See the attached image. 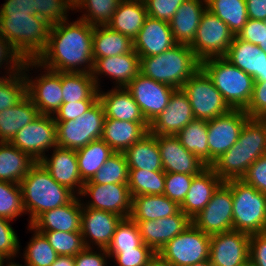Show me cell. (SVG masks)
Returning <instances> with one entry per match:
<instances>
[{"label": "cell", "mask_w": 266, "mask_h": 266, "mask_svg": "<svg viewBox=\"0 0 266 266\" xmlns=\"http://www.w3.org/2000/svg\"><path fill=\"white\" fill-rule=\"evenodd\" d=\"M145 120L150 124L168 105L175 88L139 73L127 86Z\"/></svg>", "instance_id": "cell-15"}, {"label": "cell", "mask_w": 266, "mask_h": 266, "mask_svg": "<svg viewBox=\"0 0 266 266\" xmlns=\"http://www.w3.org/2000/svg\"><path fill=\"white\" fill-rule=\"evenodd\" d=\"M42 233L58 255L75 256L85 248L80 231H37Z\"/></svg>", "instance_id": "cell-47"}, {"label": "cell", "mask_w": 266, "mask_h": 266, "mask_svg": "<svg viewBox=\"0 0 266 266\" xmlns=\"http://www.w3.org/2000/svg\"><path fill=\"white\" fill-rule=\"evenodd\" d=\"M222 183L223 181L214 170L208 166L193 177L186 198L180 205V210L192 220L205 208Z\"/></svg>", "instance_id": "cell-27"}, {"label": "cell", "mask_w": 266, "mask_h": 266, "mask_svg": "<svg viewBox=\"0 0 266 266\" xmlns=\"http://www.w3.org/2000/svg\"><path fill=\"white\" fill-rule=\"evenodd\" d=\"M177 45L169 22L148 16L133 40L139 57L155 56Z\"/></svg>", "instance_id": "cell-21"}, {"label": "cell", "mask_w": 266, "mask_h": 266, "mask_svg": "<svg viewBox=\"0 0 266 266\" xmlns=\"http://www.w3.org/2000/svg\"><path fill=\"white\" fill-rule=\"evenodd\" d=\"M194 176L189 174L166 173L163 194L180 206L186 198Z\"/></svg>", "instance_id": "cell-53"}, {"label": "cell", "mask_w": 266, "mask_h": 266, "mask_svg": "<svg viewBox=\"0 0 266 266\" xmlns=\"http://www.w3.org/2000/svg\"><path fill=\"white\" fill-rule=\"evenodd\" d=\"M93 30L94 26L81 19L70 23L67 19L52 25L46 48L36 60H31V67L57 72L92 73Z\"/></svg>", "instance_id": "cell-1"}, {"label": "cell", "mask_w": 266, "mask_h": 266, "mask_svg": "<svg viewBox=\"0 0 266 266\" xmlns=\"http://www.w3.org/2000/svg\"><path fill=\"white\" fill-rule=\"evenodd\" d=\"M74 197L69 203L40 214L30 226L36 231H80L82 202Z\"/></svg>", "instance_id": "cell-26"}, {"label": "cell", "mask_w": 266, "mask_h": 266, "mask_svg": "<svg viewBox=\"0 0 266 266\" xmlns=\"http://www.w3.org/2000/svg\"><path fill=\"white\" fill-rule=\"evenodd\" d=\"M51 25L38 15L0 16V34L24 60L45 50Z\"/></svg>", "instance_id": "cell-4"}, {"label": "cell", "mask_w": 266, "mask_h": 266, "mask_svg": "<svg viewBox=\"0 0 266 266\" xmlns=\"http://www.w3.org/2000/svg\"><path fill=\"white\" fill-rule=\"evenodd\" d=\"M165 175L164 171L129 169L128 187L131 196L163 195Z\"/></svg>", "instance_id": "cell-43"}, {"label": "cell", "mask_w": 266, "mask_h": 266, "mask_svg": "<svg viewBox=\"0 0 266 266\" xmlns=\"http://www.w3.org/2000/svg\"><path fill=\"white\" fill-rule=\"evenodd\" d=\"M142 244L138 224L129 217L122 219L117 225L112 241L106 250H134Z\"/></svg>", "instance_id": "cell-49"}, {"label": "cell", "mask_w": 266, "mask_h": 266, "mask_svg": "<svg viewBox=\"0 0 266 266\" xmlns=\"http://www.w3.org/2000/svg\"><path fill=\"white\" fill-rule=\"evenodd\" d=\"M191 222L207 235L233 230V200L231 189L223 182L209 203Z\"/></svg>", "instance_id": "cell-14"}, {"label": "cell", "mask_w": 266, "mask_h": 266, "mask_svg": "<svg viewBox=\"0 0 266 266\" xmlns=\"http://www.w3.org/2000/svg\"><path fill=\"white\" fill-rule=\"evenodd\" d=\"M93 247H85L74 256L75 266H108L107 257L110 256L106 249H98L100 252L92 250ZM94 251V252H93ZM102 252V253H101Z\"/></svg>", "instance_id": "cell-61"}, {"label": "cell", "mask_w": 266, "mask_h": 266, "mask_svg": "<svg viewBox=\"0 0 266 266\" xmlns=\"http://www.w3.org/2000/svg\"><path fill=\"white\" fill-rule=\"evenodd\" d=\"M40 115L38 108L26 96L15 106L0 112V142H10L15 134Z\"/></svg>", "instance_id": "cell-34"}, {"label": "cell", "mask_w": 266, "mask_h": 266, "mask_svg": "<svg viewBox=\"0 0 266 266\" xmlns=\"http://www.w3.org/2000/svg\"><path fill=\"white\" fill-rule=\"evenodd\" d=\"M99 100L104 107L106 118L130 122H147L126 87H113L107 93L99 90Z\"/></svg>", "instance_id": "cell-30"}, {"label": "cell", "mask_w": 266, "mask_h": 266, "mask_svg": "<svg viewBox=\"0 0 266 266\" xmlns=\"http://www.w3.org/2000/svg\"><path fill=\"white\" fill-rule=\"evenodd\" d=\"M113 153L111 147L102 139L77 149L76 156L81 179L84 182L90 180Z\"/></svg>", "instance_id": "cell-39"}, {"label": "cell", "mask_w": 266, "mask_h": 266, "mask_svg": "<svg viewBox=\"0 0 266 266\" xmlns=\"http://www.w3.org/2000/svg\"><path fill=\"white\" fill-rule=\"evenodd\" d=\"M20 187L25 214L30 215L29 225L43 212L63 206L76 196L56 182L40 162L29 169Z\"/></svg>", "instance_id": "cell-2"}, {"label": "cell", "mask_w": 266, "mask_h": 266, "mask_svg": "<svg viewBox=\"0 0 266 266\" xmlns=\"http://www.w3.org/2000/svg\"><path fill=\"white\" fill-rule=\"evenodd\" d=\"M191 104L194 118L212 120L231 108L215 88L211 78L200 67L181 88Z\"/></svg>", "instance_id": "cell-8"}, {"label": "cell", "mask_w": 266, "mask_h": 266, "mask_svg": "<svg viewBox=\"0 0 266 266\" xmlns=\"http://www.w3.org/2000/svg\"><path fill=\"white\" fill-rule=\"evenodd\" d=\"M134 222L138 224L143 243L158 253L167 242L191 223V219L179 210L170 217Z\"/></svg>", "instance_id": "cell-22"}, {"label": "cell", "mask_w": 266, "mask_h": 266, "mask_svg": "<svg viewBox=\"0 0 266 266\" xmlns=\"http://www.w3.org/2000/svg\"><path fill=\"white\" fill-rule=\"evenodd\" d=\"M80 196L92 198L84 207L104 210L129 218L132 210V196L128 184L84 183Z\"/></svg>", "instance_id": "cell-16"}, {"label": "cell", "mask_w": 266, "mask_h": 266, "mask_svg": "<svg viewBox=\"0 0 266 266\" xmlns=\"http://www.w3.org/2000/svg\"><path fill=\"white\" fill-rule=\"evenodd\" d=\"M201 67L189 45L177 44L155 56L140 57V73L157 82L181 89Z\"/></svg>", "instance_id": "cell-3"}, {"label": "cell", "mask_w": 266, "mask_h": 266, "mask_svg": "<svg viewBox=\"0 0 266 266\" xmlns=\"http://www.w3.org/2000/svg\"><path fill=\"white\" fill-rule=\"evenodd\" d=\"M27 96V83L24 73L18 72L0 87V112L18 104Z\"/></svg>", "instance_id": "cell-51"}, {"label": "cell", "mask_w": 266, "mask_h": 266, "mask_svg": "<svg viewBox=\"0 0 266 266\" xmlns=\"http://www.w3.org/2000/svg\"><path fill=\"white\" fill-rule=\"evenodd\" d=\"M148 132V122H130L105 118L101 139L114 152H124Z\"/></svg>", "instance_id": "cell-29"}, {"label": "cell", "mask_w": 266, "mask_h": 266, "mask_svg": "<svg viewBox=\"0 0 266 266\" xmlns=\"http://www.w3.org/2000/svg\"><path fill=\"white\" fill-rule=\"evenodd\" d=\"M262 51L266 54V29H265V37H264V47L262 48Z\"/></svg>", "instance_id": "cell-70"}, {"label": "cell", "mask_w": 266, "mask_h": 266, "mask_svg": "<svg viewBox=\"0 0 266 266\" xmlns=\"http://www.w3.org/2000/svg\"><path fill=\"white\" fill-rule=\"evenodd\" d=\"M70 10H74V3L71 0H34L36 15L51 26L67 20V13Z\"/></svg>", "instance_id": "cell-50"}, {"label": "cell", "mask_w": 266, "mask_h": 266, "mask_svg": "<svg viewBox=\"0 0 266 266\" xmlns=\"http://www.w3.org/2000/svg\"><path fill=\"white\" fill-rule=\"evenodd\" d=\"M105 110L100 100L75 120L55 121L58 147L77 150L102 137Z\"/></svg>", "instance_id": "cell-7"}, {"label": "cell", "mask_w": 266, "mask_h": 266, "mask_svg": "<svg viewBox=\"0 0 266 266\" xmlns=\"http://www.w3.org/2000/svg\"><path fill=\"white\" fill-rule=\"evenodd\" d=\"M245 112L250 118L266 119V82L254 81L253 93Z\"/></svg>", "instance_id": "cell-56"}, {"label": "cell", "mask_w": 266, "mask_h": 266, "mask_svg": "<svg viewBox=\"0 0 266 266\" xmlns=\"http://www.w3.org/2000/svg\"><path fill=\"white\" fill-rule=\"evenodd\" d=\"M63 103L99 100V89L91 73L61 72Z\"/></svg>", "instance_id": "cell-38"}, {"label": "cell", "mask_w": 266, "mask_h": 266, "mask_svg": "<svg viewBox=\"0 0 266 266\" xmlns=\"http://www.w3.org/2000/svg\"><path fill=\"white\" fill-rule=\"evenodd\" d=\"M233 38L234 34L228 25L206 9L190 48L200 61L211 57H224Z\"/></svg>", "instance_id": "cell-10"}, {"label": "cell", "mask_w": 266, "mask_h": 266, "mask_svg": "<svg viewBox=\"0 0 266 266\" xmlns=\"http://www.w3.org/2000/svg\"><path fill=\"white\" fill-rule=\"evenodd\" d=\"M10 266H21L19 263H15V262H10Z\"/></svg>", "instance_id": "cell-71"}, {"label": "cell", "mask_w": 266, "mask_h": 266, "mask_svg": "<svg viewBox=\"0 0 266 266\" xmlns=\"http://www.w3.org/2000/svg\"><path fill=\"white\" fill-rule=\"evenodd\" d=\"M129 167L123 152H114L98 170V172L84 183L94 184H128Z\"/></svg>", "instance_id": "cell-45"}, {"label": "cell", "mask_w": 266, "mask_h": 266, "mask_svg": "<svg viewBox=\"0 0 266 266\" xmlns=\"http://www.w3.org/2000/svg\"><path fill=\"white\" fill-rule=\"evenodd\" d=\"M36 163L10 142H0V180L20 184Z\"/></svg>", "instance_id": "cell-35"}, {"label": "cell", "mask_w": 266, "mask_h": 266, "mask_svg": "<svg viewBox=\"0 0 266 266\" xmlns=\"http://www.w3.org/2000/svg\"><path fill=\"white\" fill-rule=\"evenodd\" d=\"M180 210V206L163 195H138L132 197L130 218L133 221L157 220L170 217Z\"/></svg>", "instance_id": "cell-33"}, {"label": "cell", "mask_w": 266, "mask_h": 266, "mask_svg": "<svg viewBox=\"0 0 266 266\" xmlns=\"http://www.w3.org/2000/svg\"><path fill=\"white\" fill-rule=\"evenodd\" d=\"M176 136L184 148L209 166L207 120L194 118Z\"/></svg>", "instance_id": "cell-41"}, {"label": "cell", "mask_w": 266, "mask_h": 266, "mask_svg": "<svg viewBox=\"0 0 266 266\" xmlns=\"http://www.w3.org/2000/svg\"><path fill=\"white\" fill-rule=\"evenodd\" d=\"M207 9L224 23L235 35L243 29L248 20L245 0H206Z\"/></svg>", "instance_id": "cell-40"}, {"label": "cell", "mask_w": 266, "mask_h": 266, "mask_svg": "<svg viewBox=\"0 0 266 266\" xmlns=\"http://www.w3.org/2000/svg\"><path fill=\"white\" fill-rule=\"evenodd\" d=\"M243 266H253V265L250 262H248L247 264H245Z\"/></svg>", "instance_id": "cell-72"}, {"label": "cell", "mask_w": 266, "mask_h": 266, "mask_svg": "<svg viewBox=\"0 0 266 266\" xmlns=\"http://www.w3.org/2000/svg\"><path fill=\"white\" fill-rule=\"evenodd\" d=\"M24 213L20 184L0 180V217L12 221Z\"/></svg>", "instance_id": "cell-48"}, {"label": "cell", "mask_w": 266, "mask_h": 266, "mask_svg": "<svg viewBox=\"0 0 266 266\" xmlns=\"http://www.w3.org/2000/svg\"><path fill=\"white\" fill-rule=\"evenodd\" d=\"M39 162L56 182L67 187L77 196L80 195L84 181L79 174L76 150L57 146L53 149L50 158L45 156Z\"/></svg>", "instance_id": "cell-23"}, {"label": "cell", "mask_w": 266, "mask_h": 266, "mask_svg": "<svg viewBox=\"0 0 266 266\" xmlns=\"http://www.w3.org/2000/svg\"><path fill=\"white\" fill-rule=\"evenodd\" d=\"M250 235L231 230L210 236L209 260L213 266H243L249 262Z\"/></svg>", "instance_id": "cell-17"}, {"label": "cell", "mask_w": 266, "mask_h": 266, "mask_svg": "<svg viewBox=\"0 0 266 266\" xmlns=\"http://www.w3.org/2000/svg\"><path fill=\"white\" fill-rule=\"evenodd\" d=\"M129 169L163 171L157 135L148 132L123 152Z\"/></svg>", "instance_id": "cell-32"}, {"label": "cell", "mask_w": 266, "mask_h": 266, "mask_svg": "<svg viewBox=\"0 0 266 266\" xmlns=\"http://www.w3.org/2000/svg\"><path fill=\"white\" fill-rule=\"evenodd\" d=\"M122 0H76L74 9L87 10L81 18L91 26H107Z\"/></svg>", "instance_id": "cell-44"}, {"label": "cell", "mask_w": 266, "mask_h": 266, "mask_svg": "<svg viewBox=\"0 0 266 266\" xmlns=\"http://www.w3.org/2000/svg\"><path fill=\"white\" fill-rule=\"evenodd\" d=\"M122 219L114 213L82 205L80 232L85 247L91 248V243H94L97 248L107 249Z\"/></svg>", "instance_id": "cell-19"}, {"label": "cell", "mask_w": 266, "mask_h": 266, "mask_svg": "<svg viewBox=\"0 0 266 266\" xmlns=\"http://www.w3.org/2000/svg\"><path fill=\"white\" fill-rule=\"evenodd\" d=\"M51 266H75L74 256L58 255Z\"/></svg>", "instance_id": "cell-65"}, {"label": "cell", "mask_w": 266, "mask_h": 266, "mask_svg": "<svg viewBox=\"0 0 266 266\" xmlns=\"http://www.w3.org/2000/svg\"><path fill=\"white\" fill-rule=\"evenodd\" d=\"M13 74H9L7 73V76L5 75L4 77L2 76V78L0 77V87L2 85H4L11 77Z\"/></svg>", "instance_id": "cell-68"}, {"label": "cell", "mask_w": 266, "mask_h": 266, "mask_svg": "<svg viewBox=\"0 0 266 266\" xmlns=\"http://www.w3.org/2000/svg\"><path fill=\"white\" fill-rule=\"evenodd\" d=\"M249 262L266 266V232L250 235Z\"/></svg>", "instance_id": "cell-62"}, {"label": "cell", "mask_w": 266, "mask_h": 266, "mask_svg": "<svg viewBox=\"0 0 266 266\" xmlns=\"http://www.w3.org/2000/svg\"><path fill=\"white\" fill-rule=\"evenodd\" d=\"M97 100H80L77 102L62 103L53 115L55 121L75 120L89 110Z\"/></svg>", "instance_id": "cell-59"}, {"label": "cell", "mask_w": 266, "mask_h": 266, "mask_svg": "<svg viewBox=\"0 0 266 266\" xmlns=\"http://www.w3.org/2000/svg\"><path fill=\"white\" fill-rule=\"evenodd\" d=\"M249 118L245 110L231 109L228 113L207 121L209 166L237 142L242 127Z\"/></svg>", "instance_id": "cell-13"}, {"label": "cell", "mask_w": 266, "mask_h": 266, "mask_svg": "<svg viewBox=\"0 0 266 266\" xmlns=\"http://www.w3.org/2000/svg\"><path fill=\"white\" fill-rule=\"evenodd\" d=\"M147 17L144 0H122L107 26L134 40Z\"/></svg>", "instance_id": "cell-31"}, {"label": "cell", "mask_w": 266, "mask_h": 266, "mask_svg": "<svg viewBox=\"0 0 266 266\" xmlns=\"http://www.w3.org/2000/svg\"><path fill=\"white\" fill-rule=\"evenodd\" d=\"M245 151V173L259 157L266 154V119L249 118L237 140Z\"/></svg>", "instance_id": "cell-36"}, {"label": "cell", "mask_w": 266, "mask_h": 266, "mask_svg": "<svg viewBox=\"0 0 266 266\" xmlns=\"http://www.w3.org/2000/svg\"><path fill=\"white\" fill-rule=\"evenodd\" d=\"M4 259H6V258L2 254H0V266H5L4 261H6V260H4Z\"/></svg>", "instance_id": "cell-69"}, {"label": "cell", "mask_w": 266, "mask_h": 266, "mask_svg": "<svg viewBox=\"0 0 266 266\" xmlns=\"http://www.w3.org/2000/svg\"><path fill=\"white\" fill-rule=\"evenodd\" d=\"M157 143L165 173L198 175L208 167L184 148L176 135H157Z\"/></svg>", "instance_id": "cell-18"}, {"label": "cell", "mask_w": 266, "mask_h": 266, "mask_svg": "<svg viewBox=\"0 0 266 266\" xmlns=\"http://www.w3.org/2000/svg\"><path fill=\"white\" fill-rule=\"evenodd\" d=\"M224 58L252 76L254 81H266V54L258 45L235 35Z\"/></svg>", "instance_id": "cell-25"}, {"label": "cell", "mask_w": 266, "mask_h": 266, "mask_svg": "<svg viewBox=\"0 0 266 266\" xmlns=\"http://www.w3.org/2000/svg\"><path fill=\"white\" fill-rule=\"evenodd\" d=\"M224 183L232 192L233 230L248 235L266 232V195L242 179Z\"/></svg>", "instance_id": "cell-6"}, {"label": "cell", "mask_w": 266, "mask_h": 266, "mask_svg": "<svg viewBox=\"0 0 266 266\" xmlns=\"http://www.w3.org/2000/svg\"><path fill=\"white\" fill-rule=\"evenodd\" d=\"M28 226V230H32L34 236L28 242L23 254L25 265L21 264V266H51L58 257V254L42 233L37 232L30 225Z\"/></svg>", "instance_id": "cell-46"}, {"label": "cell", "mask_w": 266, "mask_h": 266, "mask_svg": "<svg viewBox=\"0 0 266 266\" xmlns=\"http://www.w3.org/2000/svg\"><path fill=\"white\" fill-rule=\"evenodd\" d=\"M210 235L192 222L172 240L167 242L158 254L174 266H189L209 259Z\"/></svg>", "instance_id": "cell-9"}, {"label": "cell", "mask_w": 266, "mask_h": 266, "mask_svg": "<svg viewBox=\"0 0 266 266\" xmlns=\"http://www.w3.org/2000/svg\"><path fill=\"white\" fill-rule=\"evenodd\" d=\"M140 73V57L133 50L113 57L96 58L92 77L99 90V76L107 75L116 82V88L126 87Z\"/></svg>", "instance_id": "cell-24"}, {"label": "cell", "mask_w": 266, "mask_h": 266, "mask_svg": "<svg viewBox=\"0 0 266 266\" xmlns=\"http://www.w3.org/2000/svg\"><path fill=\"white\" fill-rule=\"evenodd\" d=\"M248 19L266 21V0H245Z\"/></svg>", "instance_id": "cell-64"}, {"label": "cell", "mask_w": 266, "mask_h": 266, "mask_svg": "<svg viewBox=\"0 0 266 266\" xmlns=\"http://www.w3.org/2000/svg\"><path fill=\"white\" fill-rule=\"evenodd\" d=\"M201 68L211 78L231 109L245 110L251 100L254 86L252 76L232 65L224 57L201 61Z\"/></svg>", "instance_id": "cell-5"}, {"label": "cell", "mask_w": 266, "mask_h": 266, "mask_svg": "<svg viewBox=\"0 0 266 266\" xmlns=\"http://www.w3.org/2000/svg\"><path fill=\"white\" fill-rule=\"evenodd\" d=\"M207 9L206 0H185L169 21L177 44L191 45L201 17Z\"/></svg>", "instance_id": "cell-28"}, {"label": "cell", "mask_w": 266, "mask_h": 266, "mask_svg": "<svg viewBox=\"0 0 266 266\" xmlns=\"http://www.w3.org/2000/svg\"><path fill=\"white\" fill-rule=\"evenodd\" d=\"M0 8V16L36 15L34 0H6Z\"/></svg>", "instance_id": "cell-63"}, {"label": "cell", "mask_w": 266, "mask_h": 266, "mask_svg": "<svg viewBox=\"0 0 266 266\" xmlns=\"http://www.w3.org/2000/svg\"><path fill=\"white\" fill-rule=\"evenodd\" d=\"M189 266H213L209 259Z\"/></svg>", "instance_id": "cell-67"}, {"label": "cell", "mask_w": 266, "mask_h": 266, "mask_svg": "<svg viewBox=\"0 0 266 266\" xmlns=\"http://www.w3.org/2000/svg\"><path fill=\"white\" fill-rule=\"evenodd\" d=\"M194 119L191 104L182 89H176L165 109L149 124L154 135H177Z\"/></svg>", "instance_id": "cell-20"}, {"label": "cell", "mask_w": 266, "mask_h": 266, "mask_svg": "<svg viewBox=\"0 0 266 266\" xmlns=\"http://www.w3.org/2000/svg\"><path fill=\"white\" fill-rule=\"evenodd\" d=\"M24 61L25 60L21 57V55L0 34V68H2L1 66L4 63H6L7 66L5 67L8 69V73L15 74L22 71Z\"/></svg>", "instance_id": "cell-58"}, {"label": "cell", "mask_w": 266, "mask_h": 266, "mask_svg": "<svg viewBox=\"0 0 266 266\" xmlns=\"http://www.w3.org/2000/svg\"><path fill=\"white\" fill-rule=\"evenodd\" d=\"M133 40L108 26H95L93 30V60L130 53Z\"/></svg>", "instance_id": "cell-37"}, {"label": "cell", "mask_w": 266, "mask_h": 266, "mask_svg": "<svg viewBox=\"0 0 266 266\" xmlns=\"http://www.w3.org/2000/svg\"><path fill=\"white\" fill-rule=\"evenodd\" d=\"M30 68L31 60H25L22 72L27 83V96L38 108L40 114L53 116L63 103L61 72L44 68L45 73L39 74L41 76L35 77L34 80L26 73Z\"/></svg>", "instance_id": "cell-12"}, {"label": "cell", "mask_w": 266, "mask_h": 266, "mask_svg": "<svg viewBox=\"0 0 266 266\" xmlns=\"http://www.w3.org/2000/svg\"><path fill=\"white\" fill-rule=\"evenodd\" d=\"M10 143L39 162L46 156V151L58 146L57 128L53 116L40 114L18 131Z\"/></svg>", "instance_id": "cell-11"}, {"label": "cell", "mask_w": 266, "mask_h": 266, "mask_svg": "<svg viewBox=\"0 0 266 266\" xmlns=\"http://www.w3.org/2000/svg\"><path fill=\"white\" fill-rule=\"evenodd\" d=\"M241 179L266 195V154L250 165Z\"/></svg>", "instance_id": "cell-57"}, {"label": "cell", "mask_w": 266, "mask_h": 266, "mask_svg": "<svg viewBox=\"0 0 266 266\" xmlns=\"http://www.w3.org/2000/svg\"><path fill=\"white\" fill-rule=\"evenodd\" d=\"M107 253L110 258H115L118 266H147L149 260L156 254L145 243L134 250H107Z\"/></svg>", "instance_id": "cell-52"}, {"label": "cell", "mask_w": 266, "mask_h": 266, "mask_svg": "<svg viewBox=\"0 0 266 266\" xmlns=\"http://www.w3.org/2000/svg\"><path fill=\"white\" fill-rule=\"evenodd\" d=\"M210 167L223 182L231 179H241L245 175V151L242 145L236 142Z\"/></svg>", "instance_id": "cell-42"}, {"label": "cell", "mask_w": 266, "mask_h": 266, "mask_svg": "<svg viewBox=\"0 0 266 266\" xmlns=\"http://www.w3.org/2000/svg\"><path fill=\"white\" fill-rule=\"evenodd\" d=\"M147 266H174L169 261L163 259L158 253H156L148 262Z\"/></svg>", "instance_id": "cell-66"}, {"label": "cell", "mask_w": 266, "mask_h": 266, "mask_svg": "<svg viewBox=\"0 0 266 266\" xmlns=\"http://www.w3.org/2000/svg\"><path fill=\"white\" fill-rule=\"evenodd\" d=\"M185 0H144L148 16L169 22Z\"/></svg>", "instance_id": "cell-55"}, {"label": "cell", "mask_w": 266, "mask_h": 266, "mask_svg": "<svg viewBox=\"0 0 266 266\" xmlns=\"http://www.w3.org/2000/svg\"><path fill=\"white\" fill-rule=\"evenodd\" d=\"M265 29L266 21L248 19L237 36L242 40L258 45L262 49L264 47Z\"/></svg>", "instance_id": "cell-60"}, {"label": "cell", "mask_w": 266, "mask_h": 266, "mask_svg": "<svg viewBox=\"0 0 266 266\" xmlns=\"http://www.w3.org/2000/svg\"><path fill=\"white\" fill-rule=\"evenodd\" d=\"M10 222L11 220L0 217V254L7 261L16 257L20 250L19 239Z\"/></svg>", "instance_id": "cell-54"}]
</instances>
